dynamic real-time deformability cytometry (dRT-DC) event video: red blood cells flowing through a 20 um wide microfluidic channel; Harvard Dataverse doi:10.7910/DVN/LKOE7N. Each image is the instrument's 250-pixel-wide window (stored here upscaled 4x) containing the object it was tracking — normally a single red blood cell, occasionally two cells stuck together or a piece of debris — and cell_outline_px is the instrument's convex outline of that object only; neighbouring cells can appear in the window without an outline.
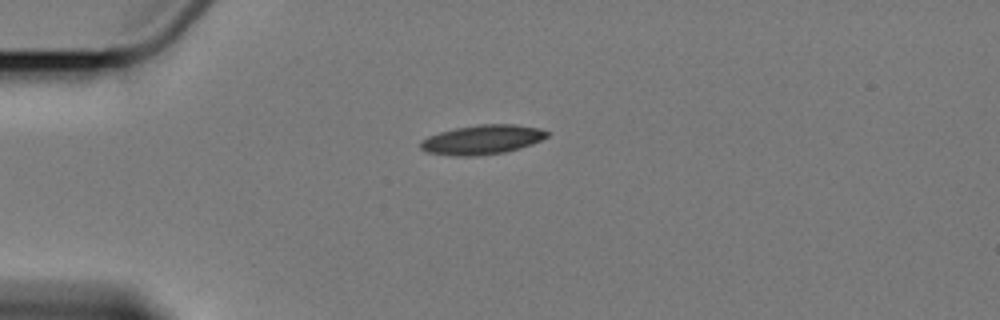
{"species": "Egyptian fruit bat (a non-hibernating species)", "species_latin": "Rousettus aegyptiacus", "temperature_condition": "cold", "stored_images_in_passage": 2, "camera_frame_rate_fps": 3000, "um_per_image_px": 0.085, "animal": {"sex": "female"}, "frame": {"image": 1, "passage_image": 1, "time_ms": 0.0, "image_size_px": [1000, 320], "cell_outline_px": [[548, 136], [532, 144], [520, 148], [504, 152], [476, 156], [456, 156], [428, 152], [420, 148], [420, 140], [428, 136], [440, 132], [456, 128], [480, 124], [512, 124], [540, 128], [548, 132]], "centroid_in_image_um": [40.98, 11.87], "position_along_channel_um": 44.0, "area_um2": 21.56}}